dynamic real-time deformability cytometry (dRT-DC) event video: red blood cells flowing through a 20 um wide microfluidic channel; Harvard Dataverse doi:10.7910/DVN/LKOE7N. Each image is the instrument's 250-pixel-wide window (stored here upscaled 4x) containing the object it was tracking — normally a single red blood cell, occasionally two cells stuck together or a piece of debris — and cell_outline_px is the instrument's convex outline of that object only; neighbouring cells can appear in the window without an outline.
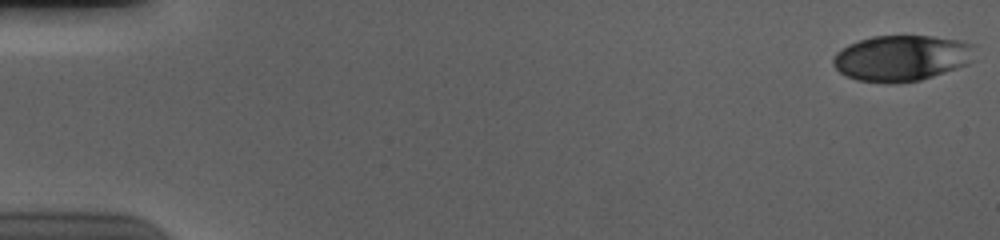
{"species": "human", "species_latin": "Homo sapiens", "temperature_condition": "cold", "stored_images_in_passage": 56, "camera_frame_rate_fps": 3000, "um_per_image_px": 0.085, "donor": {"sex": "male"}, "frame": {"image": 1, "passage_image": 1, "time_ms": 0.0, "image_size_px": [1000, 240], "cell_outline_px": [[972, 60], [968, 64], [920, 80], [856, 80], [840, 72], [832, 64], [832, 56], [836, 52], [848, 44], [872, 36], [932, 36], [960, 40], [972, 44]], "centroid_in_image_um": [76.61, 4.89], "position_along_channel_um": 8.4, "area_um2": 36.88}}
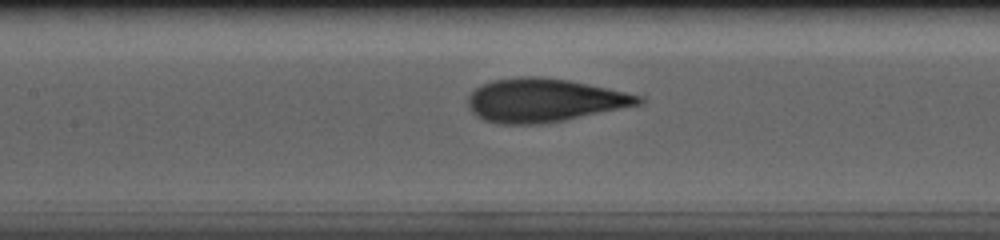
{"frame": {"image": 2, "passage_image": 27, "time_ms": 8.667, "image_size_px": [1000, 240], "cell_outline_px": [[644, 100], [640, 104], [564, 120], [540, 124], [500, 124], [484, 120], [476, 116], [472, 112], [468, 104], [468, 96], [476, 88], [484, 84], [496, 80], [524, 76], [540, 76], [568, 80], [608, 88], [640, 96]], "centroid_in_image_um": [46.21, 8.53], "position_along_channel_um": 161.2, "area_um2": 42.66}}
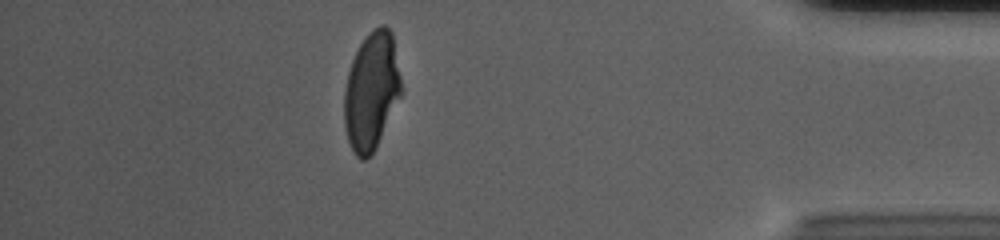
{"frame": {"image": 3, "passage_image": 50, "time_ms": 16.333, "image_size_px": [1000, 240], "cell_outline_px": [[400, 96], [376, 148], [364, 160], [360, 160], [356, 156], [348, 140], [344, 124], [344, 88], [348, 72], [352, 60], [360, 44], [372, 28], [380, 24], [384, 24], [392, 32], [400, 76]], "centroid_in_image_um": [31.55, 7.72], "position_along_channel_um": 403.6, "area_um2": 38.78}, "authors_computed_cell_mechanics": {"area_um2": 41.2114, "velocity_mm_per_s": 3.6928, "shape_relaxation_time_tau1_ms": 4.4311, "shape_relaxation_time_tau2_ms": 0.8041, "deformation_change_tau1": 0.1881, "deformation_change_tau2": 0.0597}}